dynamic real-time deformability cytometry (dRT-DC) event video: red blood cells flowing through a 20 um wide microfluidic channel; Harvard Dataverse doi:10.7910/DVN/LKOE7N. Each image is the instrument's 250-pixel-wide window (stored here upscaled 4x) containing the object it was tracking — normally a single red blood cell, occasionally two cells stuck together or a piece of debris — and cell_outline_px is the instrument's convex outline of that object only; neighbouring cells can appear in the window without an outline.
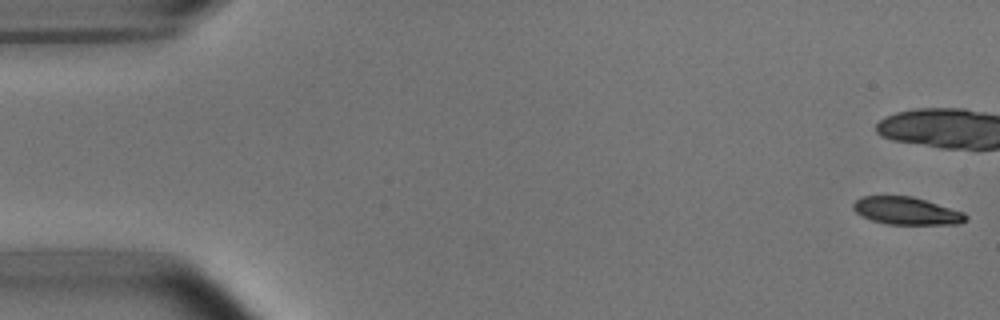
{"species": "common noctule bat (a hibernating species)", "species_latin": "Nyctalus noctula", "temperature_condition": "room temperature", "stored_images_in_passage": 13, "camera_frame_rate_fps": 3000, "um_per_image_px": 0.085, "animal": {"sex": "male", "body_mass_g": 15.6}, "frame": {"image": 1, "passage_image": 1, "time_ms": 0.0, "image_size_px": [1000, 320], "cell_outline_px": [[968, 220], [960, 224], [888, 224], [872, 220], [856, 212], [852, 208], [852, 204], [860, 196], [912, 196], [964, 212], [968, 216]], "centroid_in_image_um": [77.07, 17.92], "position_along_channel_um": 7.9, "area_um2": 18.03}}